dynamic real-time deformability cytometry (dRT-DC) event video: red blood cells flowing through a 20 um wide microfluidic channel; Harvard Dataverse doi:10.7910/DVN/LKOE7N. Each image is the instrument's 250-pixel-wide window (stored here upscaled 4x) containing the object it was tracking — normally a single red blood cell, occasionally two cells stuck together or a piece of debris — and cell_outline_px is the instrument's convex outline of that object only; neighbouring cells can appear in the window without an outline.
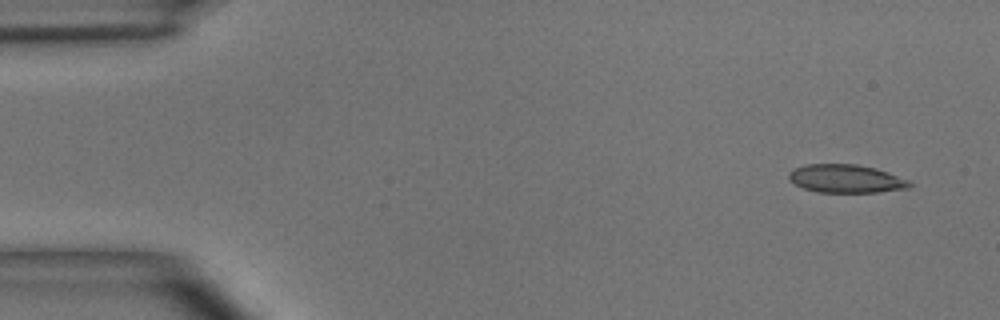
{"species": "common noctule bat (a hibernating species)", "species_latin": "Nyctalus noctula", "temperature_condition": "room temperature", "stored_images_in_passage": 5, "camera_frame_rate_fps": 3000, "um_per_image_px": 0.085, "animal": {"sex": "male", "body_mass_g": 15.6}, "frame": {"image": 1, "passage_image": 1, "time_ms": 0.0, "image_size_px": [1000, 320], "cell_outline_px": [[912, 184], [908, 188], [880, 192], [816, 192], [804, 188], [788, 180], [788, 172], [792, 168], [804, 164], [856, 164], [876, 168], [912, 180]], "centroid_in_image_um": [71.91, 15.18], "position_along_channel_um": 13.1, "area_um2": 20.17}}
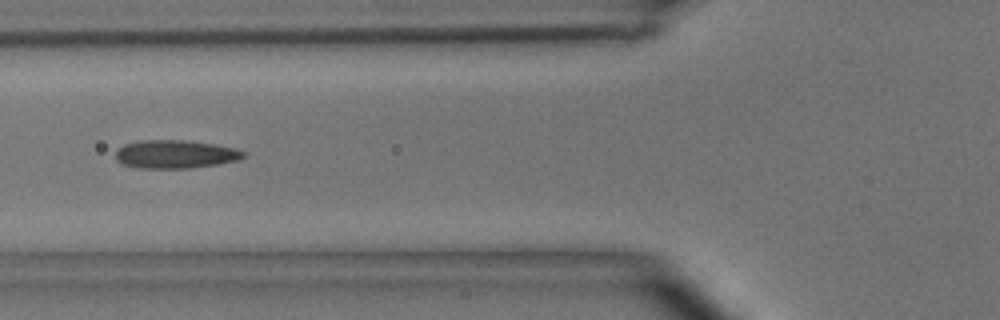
{"frame": {"image": 2, "passage_image": 5, "time_ms": 5.333, "image_size_px": [1000, 320], "cell_outline_px": [[248, 156], [240, 160], [220, 164], [192, 168], [140, 168], [124, 164], [116, 160], [116, 148], [124, 144], [140, 140], [180, 140], [212, 144], [236, 148], [248, 152]], "centroid_in_image_um": [14.96, 13.11], "position_along_channel_um": 110.8, "area_um2": 21.33}}